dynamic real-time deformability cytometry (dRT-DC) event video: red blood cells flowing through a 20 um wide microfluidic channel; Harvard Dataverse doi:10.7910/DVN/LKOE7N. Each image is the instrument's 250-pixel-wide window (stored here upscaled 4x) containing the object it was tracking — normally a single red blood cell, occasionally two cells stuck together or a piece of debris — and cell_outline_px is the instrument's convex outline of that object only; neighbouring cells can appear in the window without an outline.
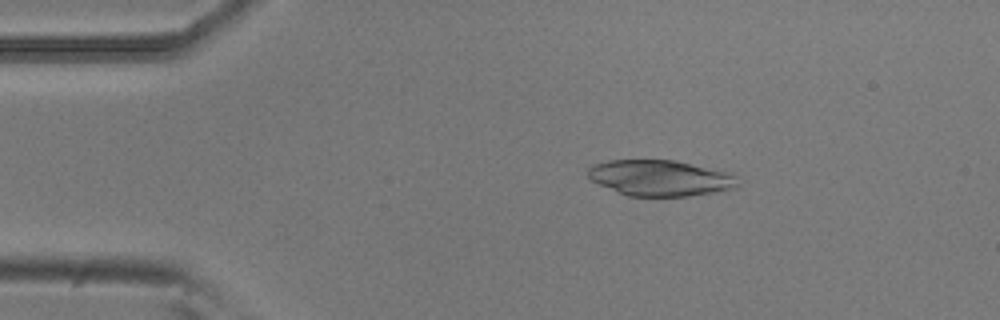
{"species": "common noctule bat (a hibernating species)", "species_latin": "Nyctalus noctula", "temperature_condition": "room temperature", "stored_images_in_passage": 7, "camera_frame_rate_fps": 3000, "um_per_image_px": 0.085, "animal": {"sex": "male", "body_mass_g": 20.5, "forearm_length_mm": 52.5}, "frame": {"image": 1, "passage_image": 3, "time_ms": 0.667, "image_size_px": [1000, 320], "cell_outline_px": [[740, 184], [736, 188], [716, 192], [688, 196], [628, 196], [600, 184], [592, 180], [588, 176], [588, 168], [592, 164], [608, 160], [676, 160], [732, 172], [736, 176]], "centroid_in_image_um": [56.18, 15.12], "position_along_channel_um": 28.8, "area_um2": 31.62}}